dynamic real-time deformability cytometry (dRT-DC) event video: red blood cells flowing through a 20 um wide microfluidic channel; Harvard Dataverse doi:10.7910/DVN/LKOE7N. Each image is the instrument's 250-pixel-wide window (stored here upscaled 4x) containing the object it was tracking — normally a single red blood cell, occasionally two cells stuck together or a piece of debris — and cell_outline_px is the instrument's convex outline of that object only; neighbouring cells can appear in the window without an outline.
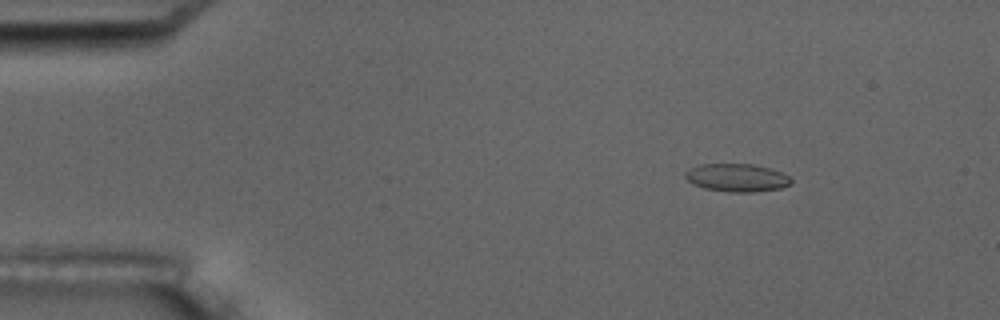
{"species": "common noctule bat (a hibernating species)", "species_latin": "Nyctalus noctula", "temperature_condition": "room temperature", "stored_images_in_passage": 9, "camera_frame_rate_fps": 3000, "um_per_image_px": 0.085, "animal": {"sex": "male", "body_mass_g": 17.5, "forearm_length_mm": 52.3}, "frame": {"image": 1, "passage_image": 1, "time_ms": 0.0, "image_size_px": [1000, 320], "cell_outline_px": [[792, 184], [780, 188], [756, 192], [732, 192], [704, 188], [692, 184], [684, 176], [684, 172], [700, 164], [752, 164], [768, 168], [780, 172], [788, 176], [792, 180]], "centroid_in_image_um": [62.63, 15.11], "position_along_channel_um": 22.4, "area_um2": 17.17}}
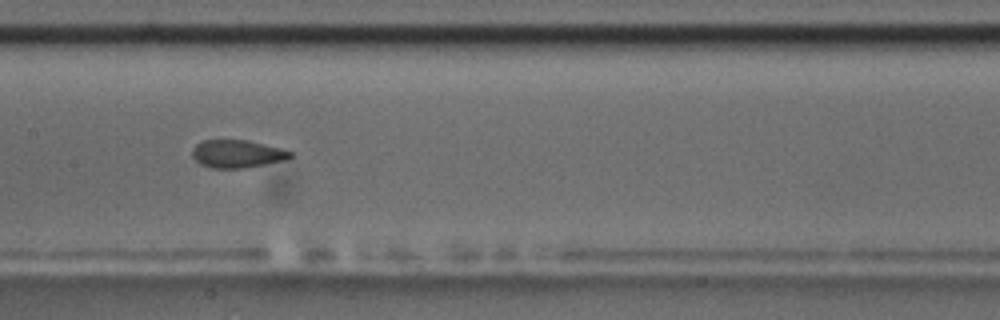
{"frame": {"image": 2, "passage_image": 7, "time_ms": 7.0, "image_size_px": [1000, 320], "cell_outline_px": [[296, 152], [288, 160], [244, 168], [212, 168], [200, 164], [192, 156], [192, 148], [196, 144], [204, 140], [248, 140]], "centroid_in_image_um": [20.2, 13.08], "position_along_channel_um": 187.2, "area_um2": 16.07}}